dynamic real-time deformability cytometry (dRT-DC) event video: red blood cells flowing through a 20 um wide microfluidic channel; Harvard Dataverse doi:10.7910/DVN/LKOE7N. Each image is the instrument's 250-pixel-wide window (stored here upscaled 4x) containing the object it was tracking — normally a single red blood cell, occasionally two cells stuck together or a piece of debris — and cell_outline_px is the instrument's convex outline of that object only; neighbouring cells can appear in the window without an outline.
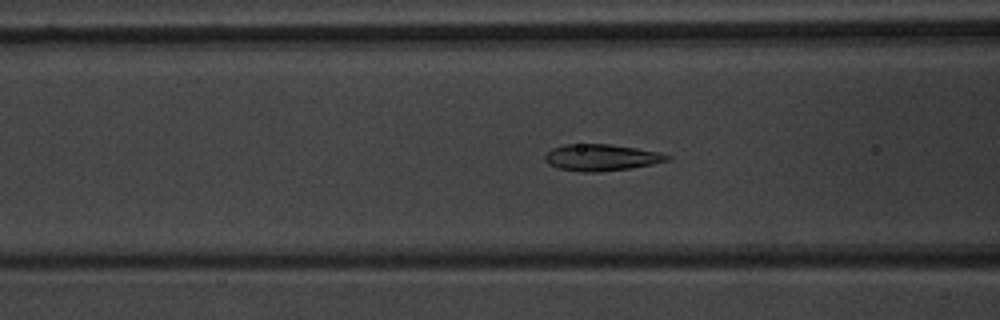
{"species": "common noctule bat (a hibernating species)", "species_latin": "Nyctalus noctula", "temperature_condition": "warm", "stored_images_in_passage": 56, "camera_frame_rate_fps": 3000, "um_per_image_px": 0.085, "animal": {"sex": "male", "body_mass_g": 20.1, "forearm_length_mm": 53.5}, "frame": {"image": 1, "passage_image": 23, "time_ms": 7.333, "image_size_px": [1000, 320], "cell_outline_px": [[672, 160], [632, 168], [600, 172], [580, 172], [560, 168], [548, 164], [544, 160], [544, 156], [552, 148], [564, 144], [608, 144], [636, 148], [660, 152], [672, 156]], "centroid_in_image_um": [51.14, 13.39], "position_along_channel_um": 115.5, "area_um2": 19.07}}
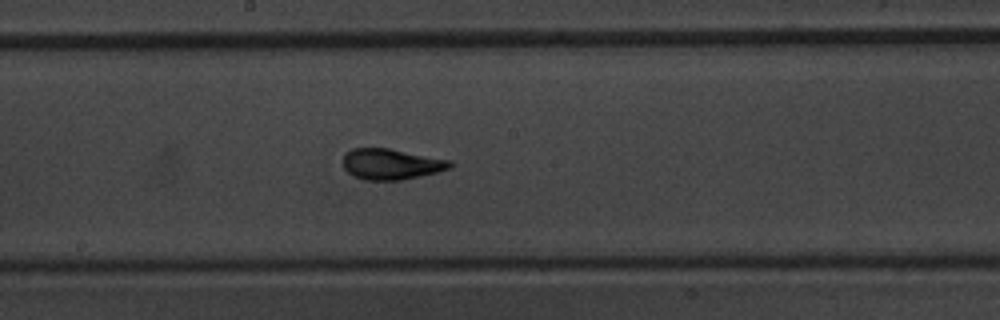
{"frame": {"image": 2, "passage_image": 31, "time_ms": 10.0, "image_size_px": [1000, 320], "cell_outline_px": [[452, 168], [420, 176], [400, 180], [364, 180], [348, 172], [344, 168], [344, 156], [352, 148], [388, 148], [452, 160]], "centroid_in_image_um": [33.28, 13.95], "position_along_channel_um": 214.9, "area_um2": 19.07}}
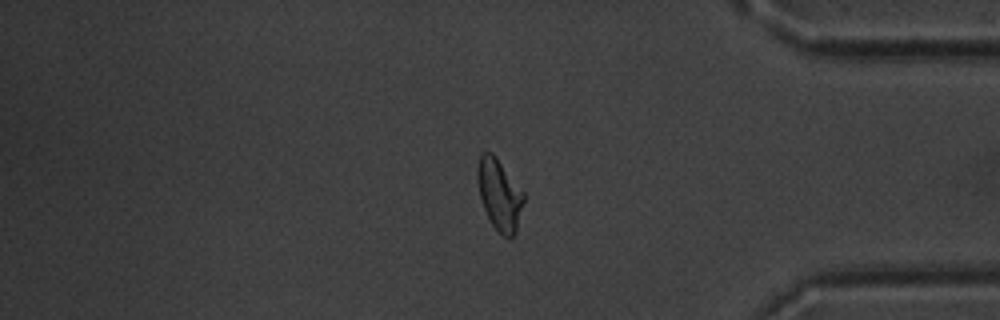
{"frame": {"image": 3, "passage_image": 47, "time_ms": 15.333, "image_size_px": [1000, 320], "cell_outline_px": [[524, 200], [516, 232], [508, 240], [492, 224], [484, 208], [480, 196], [476, 176], [476, 168], [480, 152], [492, 152], [496, 156], [524, 192]], "centroid_in_image_um": [42.44, 16.5], "position_along_channel_um": 392.8, "area_um2": 19.19}, "authors_computed_cell_mechanics": {"area_um2": 19.1896, "velocity_mm_per_s": 3.7323, "shape_relaxation_time_tau1_ms": 3.0168, "shape_relaxation_time_tau2_ms": 0.8573, "deformation_change_tau1": 0.1498, "deformation_change_tau2": 0.0774}}